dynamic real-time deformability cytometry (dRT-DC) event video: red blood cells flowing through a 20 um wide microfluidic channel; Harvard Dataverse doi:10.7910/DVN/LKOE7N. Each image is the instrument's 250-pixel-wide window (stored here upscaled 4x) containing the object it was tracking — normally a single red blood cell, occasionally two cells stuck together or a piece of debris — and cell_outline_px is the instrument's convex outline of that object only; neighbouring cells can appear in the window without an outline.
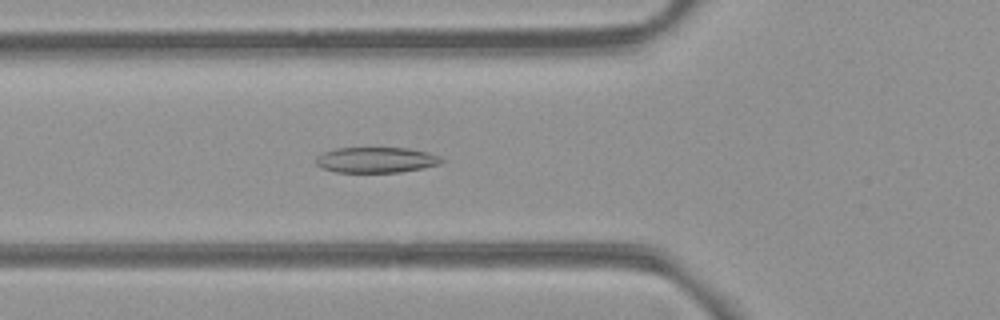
{"species": "common noctule bat (a hibernating species)", "species_latin": "Nyctalus noctula", "temperature_condition": "room temperature", "stored_images_in_passage": 47, "camera_frame_rate_fps": 3000, "um_per_image_px": 0.085, "animal": {"sex": "female", "body_mass_g": 21.9}, "frame": {"image": 1, "passage_image": 14, "time_ms": 4.333, "image_size_px": [1000, 320], "cell_outline_px": [[444, 160], [440, 164], [424, 168], [400, 172], [336, 172], [320, 168], [316, 164], [316, 156], [324, 152], [336, 148], [408, 148], [428, 152], [440, 156]], "centroid_in_image_um": [31.97, 13.59], "position_along_channel_um": 93.8, "area_um2": 18.84}}
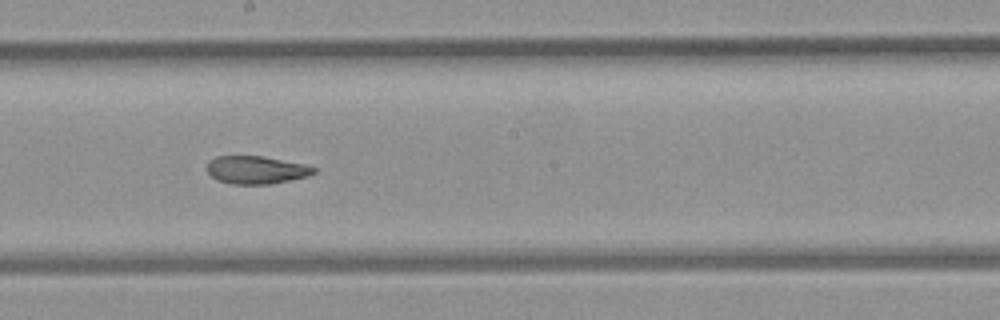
{"frame": {"image": 2, "passage_image": 24, "time_ms": 7.667, "image_size_px": [1000, 320], "cell_outline_px": [[316, 172], [308, 176], [272, 184], [232, 184], [216, 180], [204, 168], [208, 160], [216, 156], [260, 156], [304, 164], [316, 168]], "centroid_in_image_um": [21.72, 14.44], "position_along_channel_um": 226.5, "area_um2": 17.46}}
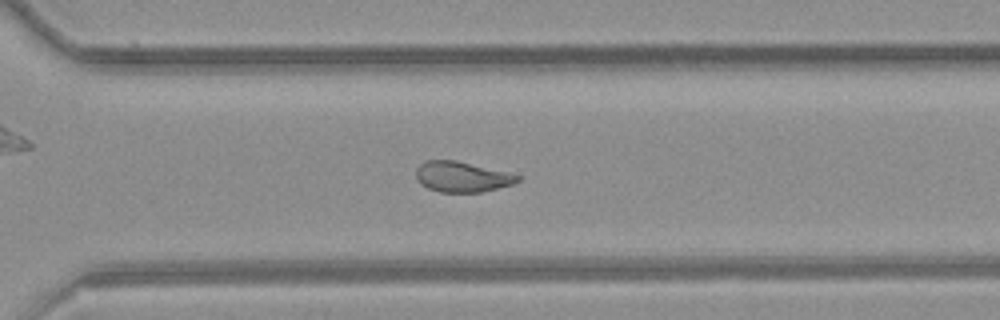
{"frame": {"image": 3, "passage_image": 32, "time_ms": 10.333, "image_size_px": [1000, 320], "cell_outline_px": [[520, 180], [516, 184], [480, 192], [440, 192], [428, 188], [420, 184], [416, 180], [416, 168], [420, 164], [428, 160], [456, 160], [508, 172], [520, 176]], "centroid_in_image_um": [39.27, 15.03], "position_along_channel_um": 331.3, "area_um2": 18.15}, "authors_computed_cell_mechanics": {"area_um2": 19.5364, "velocity_mm_per_s": 3.9593, "shape_relaxation_time_tau1_ms": null, "shape_relaxation_time_tau2_ms": 2.294, "deformation_change_tau1": null, "deformation_change_tau2": 0.0869}}